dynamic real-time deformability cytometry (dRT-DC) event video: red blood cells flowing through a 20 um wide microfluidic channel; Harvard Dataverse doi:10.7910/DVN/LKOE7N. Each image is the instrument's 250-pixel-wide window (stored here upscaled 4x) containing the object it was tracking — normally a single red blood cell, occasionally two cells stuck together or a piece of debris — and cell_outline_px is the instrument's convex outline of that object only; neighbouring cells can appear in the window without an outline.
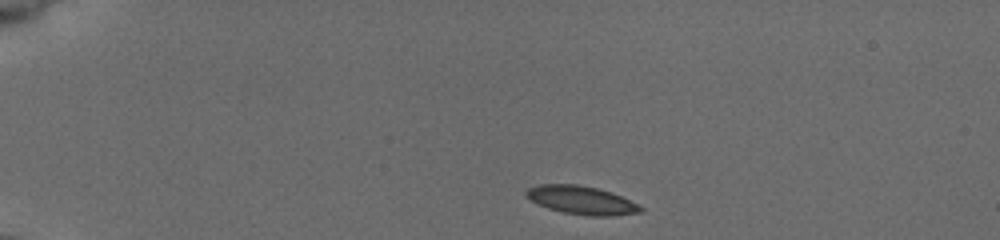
{"species": "common noctule bat (a hibernating species)", "species_latin": "Nyctalus noctula", "temperature_condition": "cold", "stored_images_in_passage": 59, "camera_frame_rate_fps": 3000, "um_per_image_px": 0.085, "animal": {"sex": "female", "body_mass_g": 19.5, "forearm_length_mm": 54.1}, "frame": {"image": 1, "passage_image": 1, "time_ms": 0.0, "image_size_px": [1000, 240], "cell_outline_px": [[644, 212], [612, 216], [588, 216], [564, 212], [548, 208], [536, 204], [524, 196], [524, 192], [528, 188], [540, 184], [576, 184], [596, 188], [612, 192], [640, 204], [644, 208]], "centroid_in_image_um": [49.44, 17.02], "position_along_channel_um": 35.6, "area_um2": 19.19}}
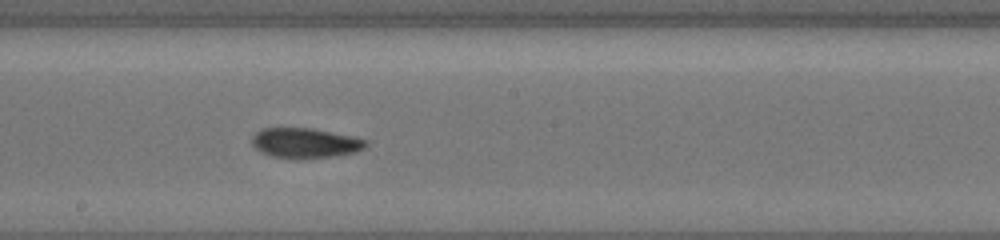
{"frame": {"image": 2, "passage_image": 22, "time_ms": 7.0, "image_size_px": [1000, 240], "cell_outline_px": [[368, 144], [364, 148], [356, 152], [336, 156], [272, 156], [260, 152], [252, 144], [252, 136], [256, 132], [264, 128], [312, 128], [352, 136], [368, 140]], "centroid_in_image_um": [25.96, 12.11], "position_along_channel_um": 222.2, "area_um2": 19.31}}
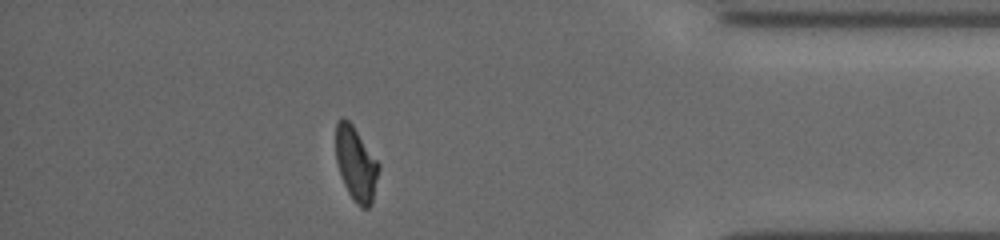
{"frame": {"image": 3, "passage_image": 49, "time_ms": 12.667, "image_size_px": [1000, 240], "cell_outline_px": [[380, 168], [372, 204], [368, 208], [360, 208], [356, 204], [348, 192], [344, 184], [336, 160], [336, 120], [340, 116], [344, 116], [352, 124], [380, 164]], "centroid_in_image_um": [30.26, 13.92], "position_along_channel_um": 404.9, "area_um2": 18.67}, "authors_computed_cell_mechanics": {"area_um2": 19.4208, "velocity_mm_per_s": 3.7235, "shape_relaxation_time_tau1_ms": 7.893, "shape_relaxation_time_tau2_ms": 6.364, "deformation_change_tau1": 0.2387, "deformation_change_tau2": 0.1067}}